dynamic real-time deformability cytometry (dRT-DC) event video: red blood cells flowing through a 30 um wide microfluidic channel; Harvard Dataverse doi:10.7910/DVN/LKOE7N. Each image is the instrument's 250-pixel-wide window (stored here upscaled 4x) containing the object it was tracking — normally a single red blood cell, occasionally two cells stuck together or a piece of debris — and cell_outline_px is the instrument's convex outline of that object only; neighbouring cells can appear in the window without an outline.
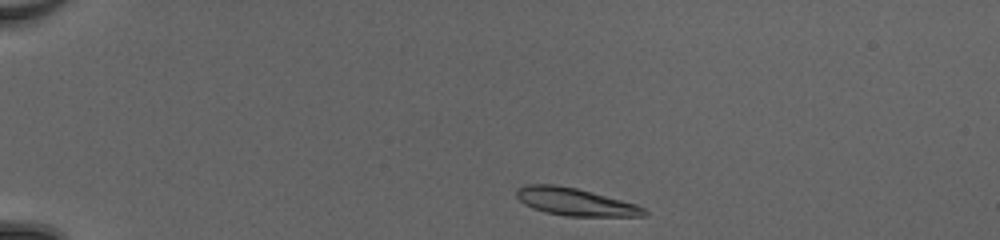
{"species": "common noctule bat (a hibernating species)", "species_latin": "Nyctalus noctula", "temperature_condition": "cold", "stored_images_in_passage": 40, "camera_frame_rate_fps": 3000, "um_per_image_px": 0.085, "animal": {"sex": "female", "body_mass_g": 20.0, "forearm_length_mm": 54.0}, "frame": {"image": 1, "passage_image": 1, "time_ms": 0.0, "image_size_px": [1000, 240], "cell_outline_px": [[648, 216], [564, 216], [544, 212], [532, 208], [524, 204], [516, 196], [516, 188], [524, 184], [556, 184], [576, 188], [592, 192], [636, 204], [644, 208], [648, 212]], "centroid_in_image_um": [48.86, 17.15], "position_along_channel_um": 36.1, "area_um2": 20.63}}
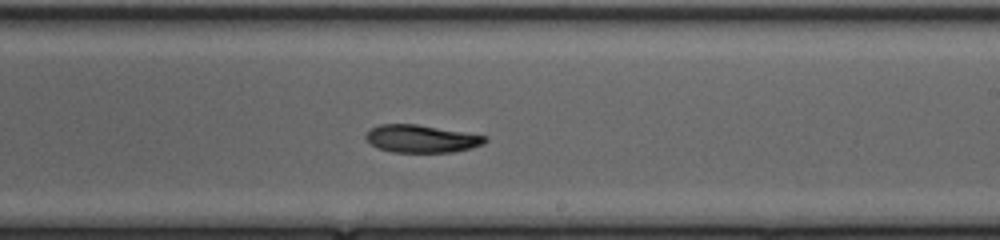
{"frame": {"image": 2, "passage_image": 22, "time_ms": 7.0, "image_size_px": [1000, 240], "cell_outline_px": [[488, 140], [484, 144], [472, 148], [452, 152], [392, 152], [376, 148], [364, 136], [372, 128], [380, 124], [416, 124], [488, 136]], "centroid_in_image_um": [35.85, 11.8], "position_along_channel_um": 253.2, "area_um2": 19.19}}
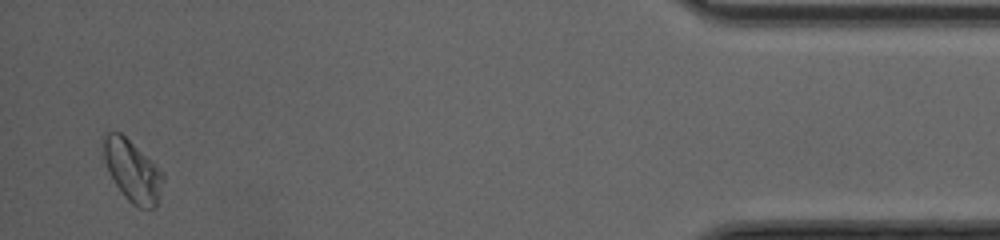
{"frame": {"image": 3, "passage_image": 39, "time_ms": 12.667, "image_size_px": [1000, 240], "cell_outline_px": [[164, 176], [156, 208], [140, 208], [132, 204], [124, 196], [116, 184], [104, 160], [100, 136], [108, 132], [120, 132], [156, 164]], "centroid_in_image_um": [11.23, 14.49], "position_along_channel_um": 424.0, "area_um2": 21.27}, "authors_computed_cell_mechanics": {"area_um2": 20.0566, "velocity_mm_per_s": 4.1547, "shape_relaxation_time_tau1_ms": 2.9021, "shape_relaxation_time_tau2_ms": null, "deformation_change_tau1": 0.1049, "deformation_change_tau2": null}}